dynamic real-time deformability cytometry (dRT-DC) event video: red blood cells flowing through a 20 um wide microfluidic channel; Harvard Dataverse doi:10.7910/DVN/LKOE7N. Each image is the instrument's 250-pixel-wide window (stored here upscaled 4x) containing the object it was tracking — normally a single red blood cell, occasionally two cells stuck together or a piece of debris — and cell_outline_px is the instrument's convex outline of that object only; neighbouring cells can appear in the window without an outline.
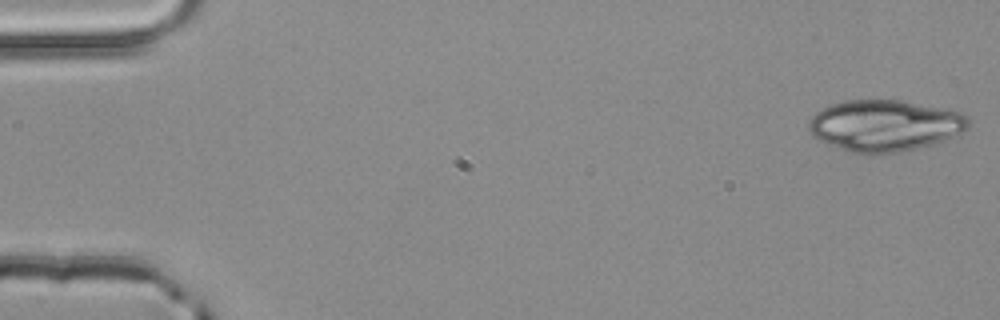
{"species": "common noctule bat (a hibernating species)", "species_latin": "Nyctalus noctula", "temperature_condition": "room temperature", "stored_images_in_passage": 4, "camera_frame_rate_fps": 3000, "um_per_image_px": 0.085, "animal": {"sex": "male", "body_mass_g": 20.4}, "frame": {"image": 1, "passage_image": 1, "time_ms": 0.0, "image_size_px": [1000, 320], "cell_outline_px": [[968, 128], [944, 140], [932, 144], [900, 152], [868, 156], [848, 152], [828, 144], [820, 140], [808, 128], [808, 120], [816, 112], [828, 104], [844, 100], [900, 100], [952, 108], [964, 112], [968, 116]], "centroid_in_image_um": [75.22, 10.67], "position_along_channel_um": 9.8, "area_um2": 48.61}}